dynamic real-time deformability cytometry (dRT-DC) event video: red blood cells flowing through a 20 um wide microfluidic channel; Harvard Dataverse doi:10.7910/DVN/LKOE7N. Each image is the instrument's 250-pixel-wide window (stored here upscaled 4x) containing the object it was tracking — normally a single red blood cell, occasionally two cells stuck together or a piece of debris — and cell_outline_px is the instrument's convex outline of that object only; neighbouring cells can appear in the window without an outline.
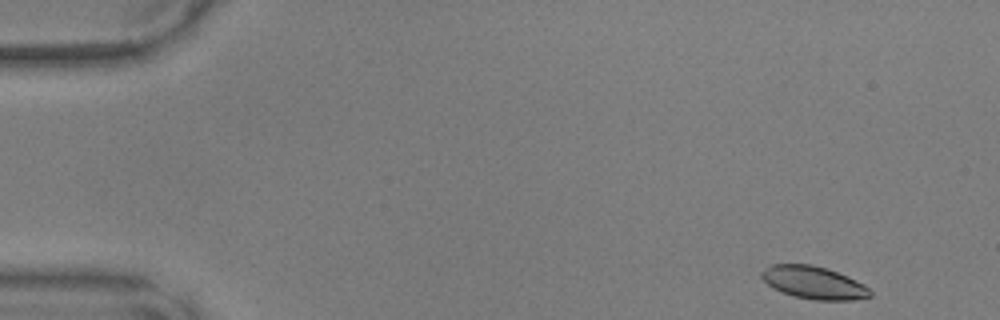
{"species": "common noctule bat (a hibernating species)", "species_latin": "Nyctalus noctula", "temperature_condition": "warm", "stored_images_in_passage": 20, "camera_frame_rate_fps": 3000, "um_per_image_px": 0.085, "animal": {"sex": "male", "body_mass_g": 17.9, "forearm_length_mm": 54.2}, "frame": {"image": 1, "passage_image": 1, "time_ms": 0.0, "image_size_px": [1000, 320], "cell_outline_px": [[872, 296], [852, 300], [816, 300], [796, 296], [784, 292], [768, 284], [760, 276], [760, 272], [772, 264], [812, 264], [848, 276], [864, 284], [872, 292]], "centroid_in_image_um": [69.19, 24.01], "position_along_channel_um": 15.8, "area_um2": 20.35}}
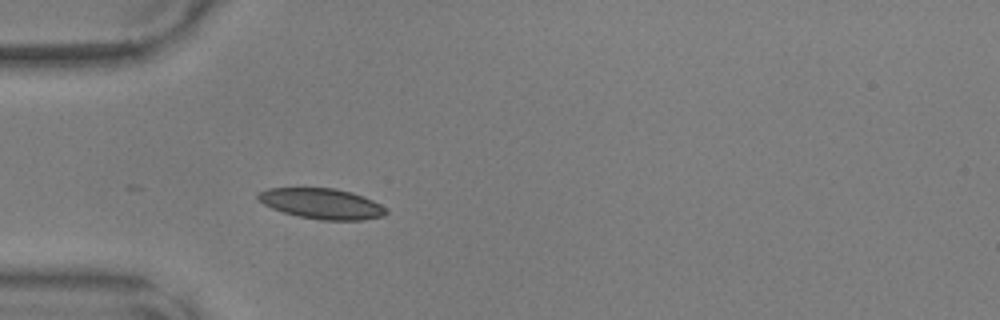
{"frame": {"image": 2, "passage_image": 12, "time_ms": 3.667, "image_size_px": [1000, 320], "cell_outline_px": [[388, 212], [384, 216], [364, 220], [320, 220], [300, 216], [284, 212], [272, 208], [256, 200], [256, 192], [268, 188], [332, 188], [352, 192], [364, 196], [380, 204]], "centroid_in_image_um": [27.33, 17.3], "position_along_channel_um": 57.7, "area_um2": 22.83}}